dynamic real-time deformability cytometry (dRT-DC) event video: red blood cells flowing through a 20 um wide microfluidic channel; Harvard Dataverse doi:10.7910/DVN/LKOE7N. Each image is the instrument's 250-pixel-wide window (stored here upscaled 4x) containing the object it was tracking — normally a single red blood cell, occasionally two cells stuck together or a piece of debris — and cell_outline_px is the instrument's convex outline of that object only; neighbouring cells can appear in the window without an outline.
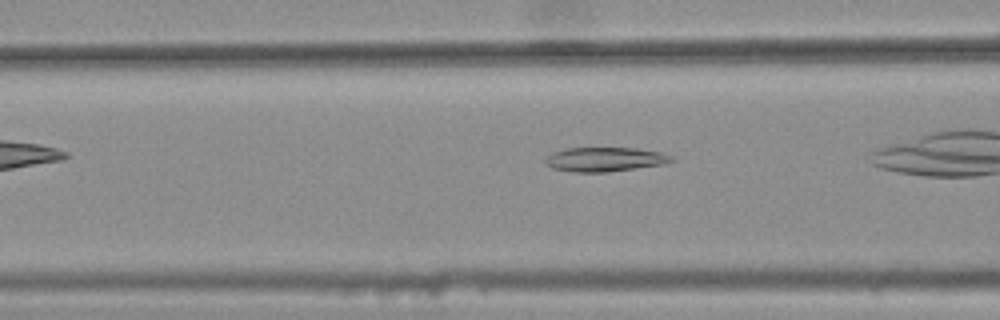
{"species": "common noctule bat (a hibernating species)", "species_latin": "Nyctalus noctula", "temperature_condition": "warm", "stored_images_in_passage": 14, "camera_frame_rate_fps": 3000, "um_per_image_px": 0.085, "animal": {"sex": "female", "body_mass_g": 25.1}, "frame": {"image": 1, "passage_image": 5, "time_ms": 1.333, "image_size_px": [1000, 320], "cell_outline_px": [[676, 160], [664, 164], [608, 172], [572, 172], [552, 168], [544, 164], [544, 160], [552, 152], [564, 148], [636, 148], [660, 152], [672, 156]], "centroid_in_image_um": [51.39, 13.55], "position_along_channel_um": 115.2, "area_um2": 17.98}}